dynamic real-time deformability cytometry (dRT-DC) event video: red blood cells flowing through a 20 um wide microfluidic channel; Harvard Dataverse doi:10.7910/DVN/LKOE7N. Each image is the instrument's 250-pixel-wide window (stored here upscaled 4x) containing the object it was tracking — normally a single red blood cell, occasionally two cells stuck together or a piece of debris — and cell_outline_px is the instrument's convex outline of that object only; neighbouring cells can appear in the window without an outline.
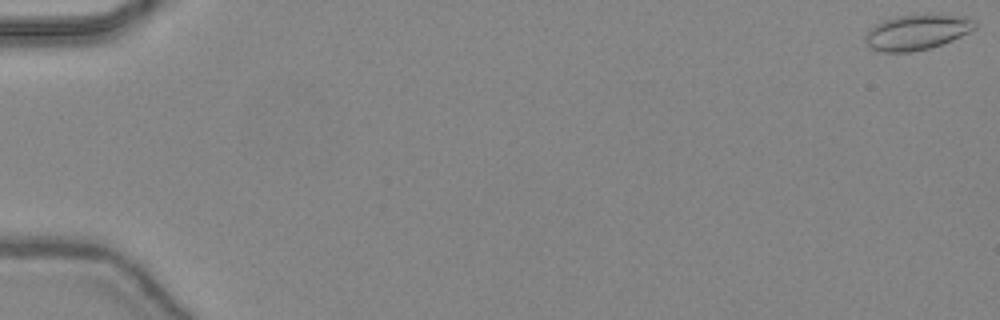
{"species": "common noctule bat (a hibernating species)", "species_latin": "Nyctalus noctula", "temperature_condition": "warm", "stored_images_in_passage": 48, "camera_frame_rate_fps": 3000, "um_per_image_px": 0.085, "animal": {"sex": "female", "body_mass_g": 24.6, "forearm_length_mm": 56.2}, "frame": {"image": 1, "passage_image": 1, "time_ms": 0.0, "image_size_px": [1000, 320], "cell_outline_px": [[976, 28], [952, 40], [932, 48], [912, 52], [880, 52], [872, 48], [864, 40], [864, 36], [876, 24], [884, 20], [896, 16], [928, 12], [976, 20]], "centroid_in_image_um": [77.93, 2.72], "position_along_channel_um": 7.1, "area_um2": 22.72}}
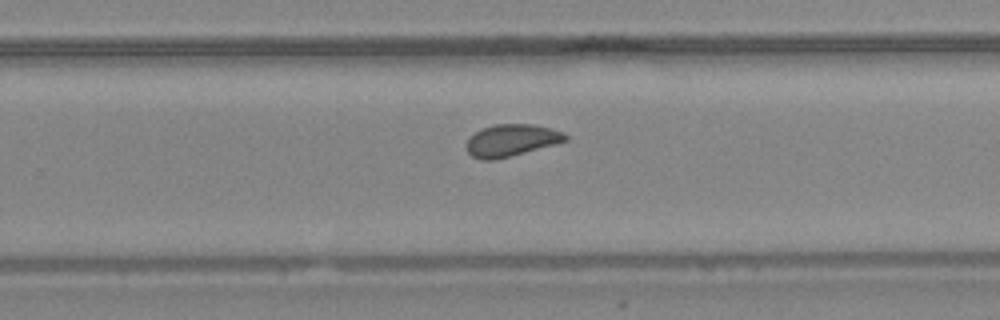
{"frame": {"image": 2, "passage_image": 32, "time_ms": 10.333, "image_size_px": [1000, 320], "cell_outline_px": [[568, 140], [556, 144], [496, 160], [480, 160], [472, 156], [464, 148], [464, 144], [468, 136], [484, 128], [496, 124], [536, 124], [552, 128], [564, 132], [568, 136]], "centroid_in_image_um": [43.45, 11.93], "position_along_channel_um": 286.4, "area_um2": 18.84}}
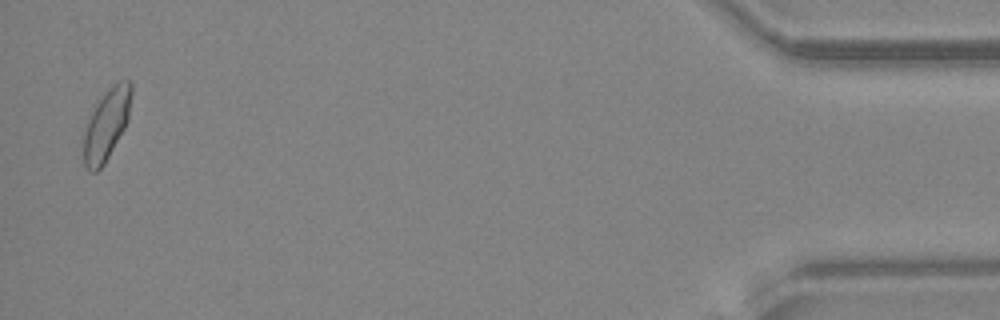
{"frame": {"image": 3, "passage_image": 47, "time_ms": 15.333, "image_size_px": [1000, 320], "cell_outline_px": [[132, 92], [128, 120], [124, 128], [104, 164], [96, 172], [92, 172], [84, 164], [84, 132], [88, 120], [96, 104], [112, 84], [120, 80], [132, 80]], "centroid_in_image_um": [9.08, 10.54], "position_along_channel_um": 426.1, "area_um2": 19.48}, "authors_computed_cell_mechanics": {"area_um2": 19.1607, "velocity_mm_per_s": 4.447, "shape_relaxation_time_tau1_ms": 6.5097, "shape_relaxation_time_tau2_ms": 0.8874, "deformation_change_tau1": 0.1092, "deformation_change_tau2": 0.0522}}